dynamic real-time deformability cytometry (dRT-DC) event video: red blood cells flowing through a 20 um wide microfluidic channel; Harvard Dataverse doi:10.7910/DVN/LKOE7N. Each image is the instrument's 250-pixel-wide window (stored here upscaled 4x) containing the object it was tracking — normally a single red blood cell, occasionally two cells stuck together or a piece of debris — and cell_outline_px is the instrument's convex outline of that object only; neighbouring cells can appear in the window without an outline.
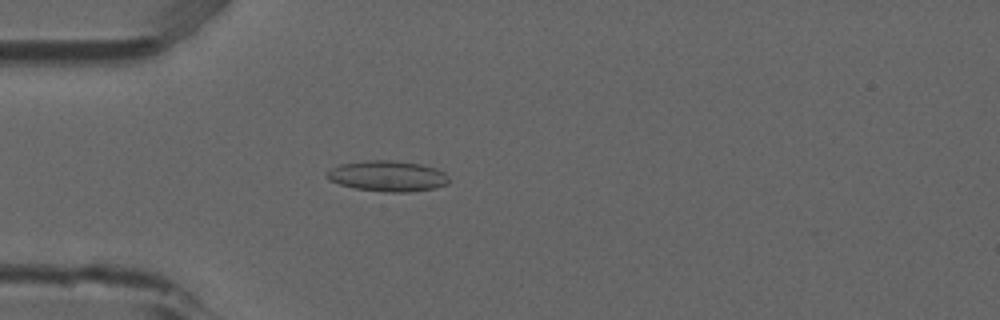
{"species": "common noctule bat (a hibernating species)", "species_latin": "Nyctalus noctula", "temperature_condition": "room temperature", "stored_images_in_passage": 4, "camera_frame_rate_fps": 3000, "um_per_image_px": 0.085, "animal": {"sex": "male", "forearm_length_mm": 52.5}, "frame": {"image": 1, "passage_image": 4, "time_ms": 1.0, "image_size_px": [1000, 320], "cell_outline_px": [[448, 184], [436, 188], [408, 192], [388, 192], [356, 188], [340, 184], [328, 180], [324, 176], [332, 168], [340, 164], [368, 160], [392, 160], [420, 164], [444, 172], [448, 176]], "centroid_in_image_um": [32.93, 14.97], "position_along_channel_um": 52.1, "area_um2": 21.68}}